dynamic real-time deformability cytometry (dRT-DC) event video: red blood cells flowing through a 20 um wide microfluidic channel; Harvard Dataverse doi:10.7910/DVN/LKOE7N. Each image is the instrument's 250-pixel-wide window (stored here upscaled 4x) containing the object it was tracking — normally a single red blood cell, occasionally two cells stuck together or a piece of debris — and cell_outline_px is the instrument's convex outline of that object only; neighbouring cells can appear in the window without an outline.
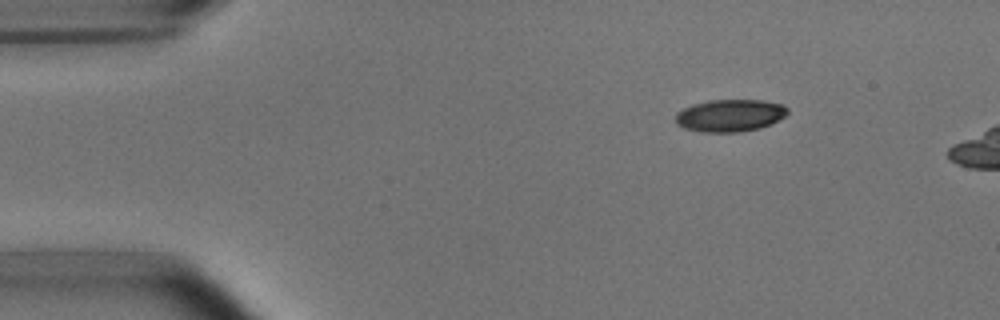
{"species": "common noctule bat (a hibernating species)", "species_latin": "Nyctalus noctula", "temperature_condition": "room temperature", "stored_images_in_passage": 3, "camera_frame_rate_fps": 3000, "um_per_image_px": 0.085, "animal": {"sex": "male", "body_mass_g": 15.6}, "frame": {"image": 1, "passage_image": 1, "time_ms": 0.0, "image_size_px": [1000, 320], "cell_outline_px": [[788, 112], [784, 116], [760, 128], [740, 132], [704, 132], [684, 128], [676, 124], [676, 112], [692, 104], [708, 100], [760, 100], [784, 104], [788, 108]], "centroid_in_image_um": [62.02, 9.81], "position_along_channel_um": 23.0, "area_um2": 21.04}}